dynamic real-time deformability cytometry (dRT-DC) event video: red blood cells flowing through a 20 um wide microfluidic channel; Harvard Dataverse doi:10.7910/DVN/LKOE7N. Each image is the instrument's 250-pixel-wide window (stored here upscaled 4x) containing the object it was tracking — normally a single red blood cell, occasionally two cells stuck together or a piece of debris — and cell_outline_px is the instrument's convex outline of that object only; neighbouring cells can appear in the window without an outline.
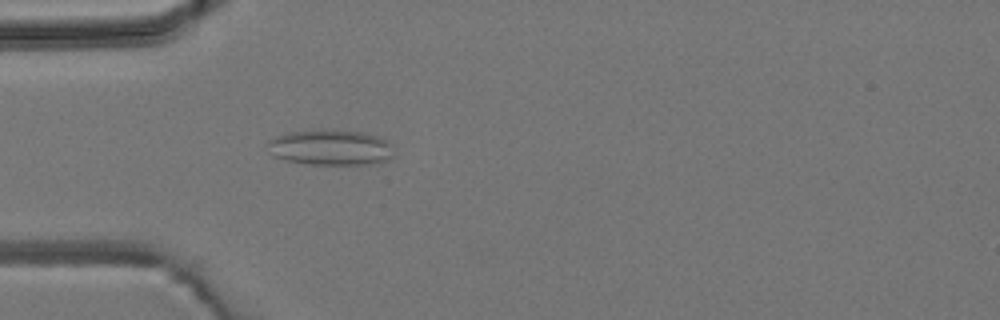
{"species": "common noctule bat (a hibernating species)", "species_latin": "Nyctalus noctula", "temperature_condition": "room temperature", "stored_images_in_passage": 2, "camera_frame_rate_fps": 3000, "um_per_image_px": 0.085, "animal": {"sex": "male", "body_mass_g": 19.2, "forearm_length_mm": 51.8}, "frame": {"image": 1, "passage_image": 2, "time_ms": 1.333, "image_size_px": [1000, 320], "cell_outline_px": [[392, 156], [388, 160], [368, 164], [312, 164], [284, 160], [272, 156], [268, 144], [268, 140], [276, 136], [288, 132], [360, 132], [376, 136], [392, 144]], "centroid_in_image_um": [28.08, 12.58], "position_along_channel_um": 56.9, "area_um2": 25.2}}